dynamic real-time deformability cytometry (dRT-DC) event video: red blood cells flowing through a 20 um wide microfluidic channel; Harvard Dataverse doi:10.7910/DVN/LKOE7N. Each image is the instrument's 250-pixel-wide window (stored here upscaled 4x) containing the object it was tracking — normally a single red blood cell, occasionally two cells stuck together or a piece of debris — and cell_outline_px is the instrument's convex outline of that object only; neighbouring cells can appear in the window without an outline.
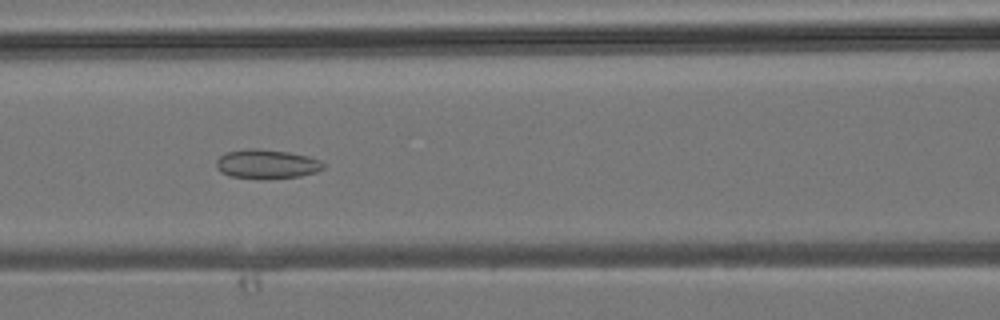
{"species": "common noctule bat (a hibernating species)", "species_latin": "Nyctalus noctula", "temperature_condition": "room temperature", "stored_images_in_passage": 25, "camera_frame_rate_fps": 3000, "um_per_image_px": 0.085, "animal": {"sex": "male", "body_mass_g": 19.2, "forearm_length_mm": 51.8}, "frame": {"image": 1, "passage_image": 9, "time_ms": 2.667, "image_size_px": [1000, 320], "cell_outline_px": [[324, 168], [316, 172], [300, 176], [264, 180], [260, 180], [232, 176], [220, 172], [216, 168], [216, 160], [224, 152], [248, 148], [256, 148], [288, 152], [308, 156], [320, 160], [324, 164]], "centroid_in_image_um": [22.64, 13.95], "position_along_channel_um": 144.0, "area_um2": 18.55}}
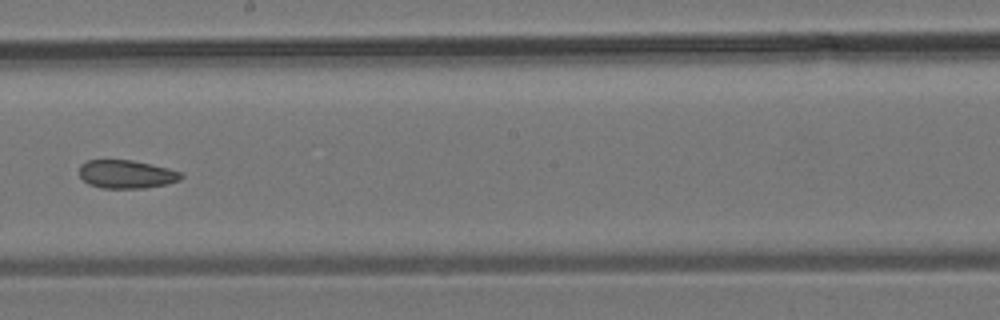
{"frame": {"image": 2, "passage_image": 14, "time_ms": 4.333, "image_size_px": [1000, 320], "cell_outline_px": [[184, 176], [180, 180], [168, 184], [144, 188], [100, 188], [88, 184], [80, 176], [80, 164], [88, 160], [132, 160], [168, 168], [180, 172]], "centroid_in_image_um": [10.75, 14.81], "position_along_channel_um": 237.5, "area_um2": 16.82}}
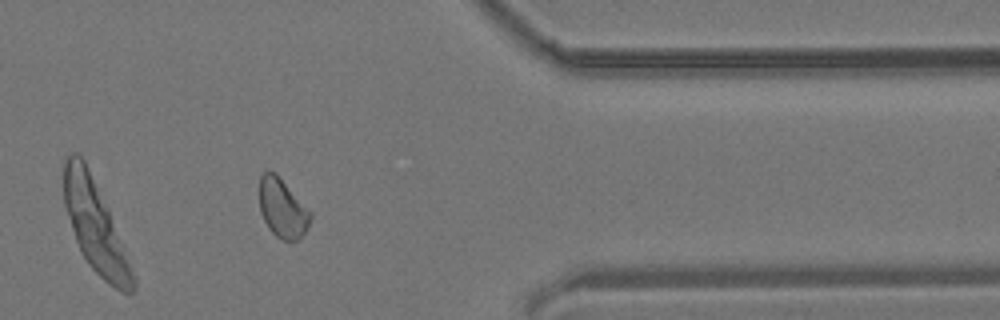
{"frame": {"image": 3, "passage_image": 23, "time_ms": 7.333, "image_size_px": [1000, 320], "cell_outline_px": [[312, 216], [300, 240], [284, 240], [276, 236], [268, 228], [260, 212], [260, 176], [264, 172], [276, 172], [312, 212]], "centroid_in_image_um": [24.02, 17.69], "position_along_channel_um": 387.4, "area_um2": 17.51}}